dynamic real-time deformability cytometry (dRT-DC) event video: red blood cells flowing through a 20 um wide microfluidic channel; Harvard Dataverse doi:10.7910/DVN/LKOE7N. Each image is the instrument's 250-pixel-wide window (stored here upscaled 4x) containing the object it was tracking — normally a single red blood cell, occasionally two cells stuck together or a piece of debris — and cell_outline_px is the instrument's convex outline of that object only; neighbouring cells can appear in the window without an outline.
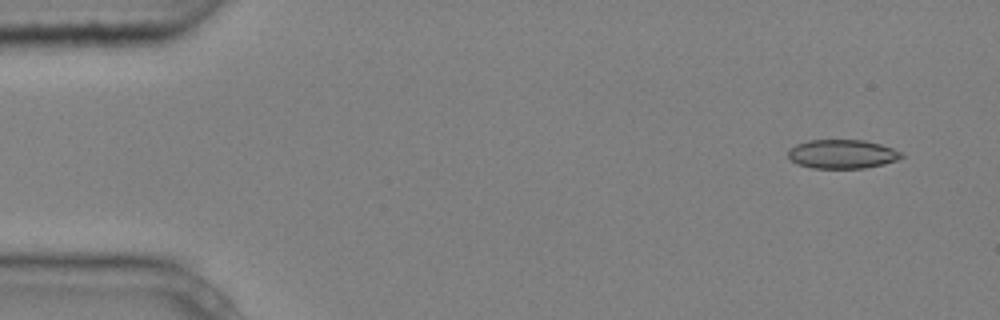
{"species": "common noctule bat (a hibernating species)", "species_latin": "Nyctalus noctula", "temperature_condition": "cold", "stored_images_in_passage": 2, "camera_frame_rate_fps": 3000, "um_per_image_px": 0.085, "animal": {"sex": "male", "body_mass_g": 20.4}, "frame": {"image": 1, "passage_image": 2, "time_ms": 0.333, "image_size_px": [1000, 320], "cell_outline_px": [[904, 156], [896, 160], [884, 164], [864, 168], [812, 168], [796, 164], [788, 156], [788, 152], [796, 144], [808, 140], [864, 140], [880, 144], [892, 148], [900, 152]], "centroid_in_image_um": [71.58, 13.1], "position_along_channel_um": 13.4, "area_um2": 19.02}}